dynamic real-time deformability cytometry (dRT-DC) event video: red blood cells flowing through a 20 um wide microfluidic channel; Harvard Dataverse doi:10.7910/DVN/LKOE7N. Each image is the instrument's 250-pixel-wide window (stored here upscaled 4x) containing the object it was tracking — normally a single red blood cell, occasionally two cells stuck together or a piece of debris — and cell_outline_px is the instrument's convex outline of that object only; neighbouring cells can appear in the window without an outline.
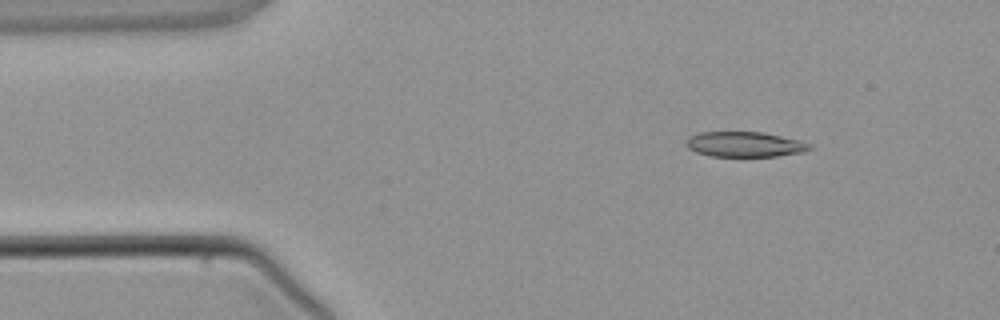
{"species": "common noctule bat (a hibernating species)", "species_latin": "Nyctalus noctula", "temperature_condition": "warm", "stored_images_in_passage": 4, "camera_frame_rate_fps": 3000, "um_per_image_px": 0.085, "animal": {"sex": "male", "body_mass_g": 21.5, "forearm_length_mm": 52.0}, "frame": {"image": 1, "passage_image": 2, "time_ms": 1.333, "image_size_px": [1000, 320], "cell_outline_px": [[812, 148], [804, 152], [776, 156], [712, 156], [696, 152], [688, 148], [684, 144], [684, 140], [688, 136], [700, 132], [764, 132], [800, 140], [812, 144]], "centroid_in_image_um": [63.29, 12.26], "position_along_channel_um": 21.7, "area_um2": 18.32}}
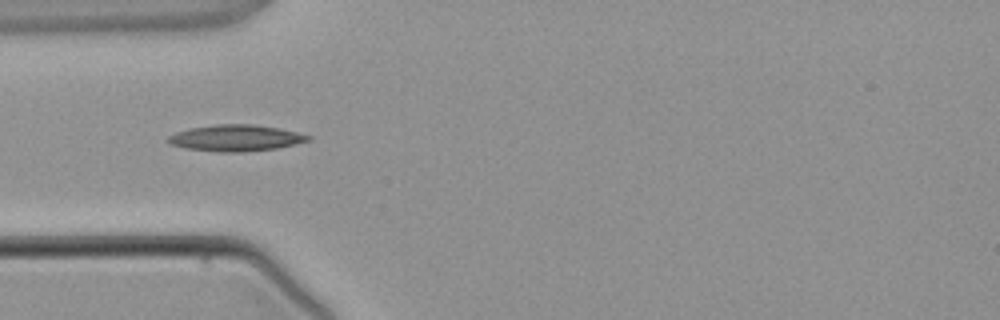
{"frame": {"image": 2, "passage_image": 4, "time_ms": 3.667, "image_size_px": [1000, 320], "cell_outline_px": [[312, 140], [276, 148], [240, 152], [220, 152], [184, 148], [168, 144], [164, 140], [168, 136], [176, 132], [188, 128], [216, 124], [252, 124], [280, 128], [312, 136]], "centroid_in_image_um": [19.99, 11.72], "position_along_channel_um": 65.0, "area_um2": 21.68}}